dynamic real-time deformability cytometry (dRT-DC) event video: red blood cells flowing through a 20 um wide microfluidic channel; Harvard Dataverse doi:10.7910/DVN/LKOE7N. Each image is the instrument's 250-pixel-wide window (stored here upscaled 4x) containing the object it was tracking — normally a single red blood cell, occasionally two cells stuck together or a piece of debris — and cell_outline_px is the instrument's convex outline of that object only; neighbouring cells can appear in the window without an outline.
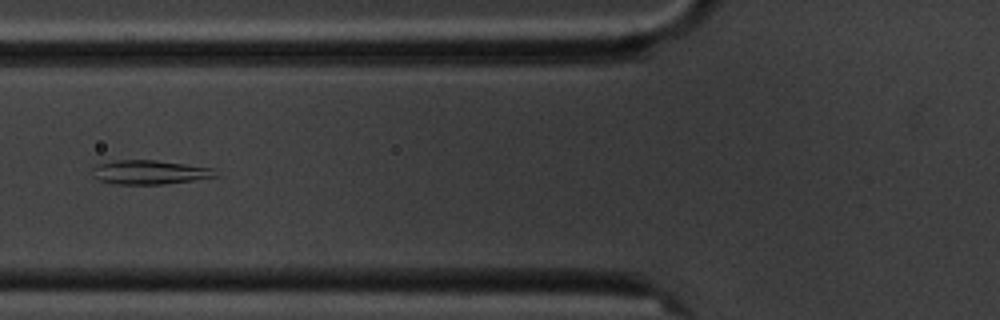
{"species": "common noctule bat (a hibernating species)", "species_latin": "Nyctalus noctula", "temperature_condition": "cold", "stored_images_in_passage": 9, "camera_frame_rate_fps": 3000, "um_per_image_px": 0.085, "animal": {"sex": "male", "body_mass_g": 20.1, "forearm_length_mm": 53.5}, "frame": {"image": 1, "passage_image": 7, "time_ms": 7.0, "image_size_px": [1000, 320], "cell_outline_px": [[220, 176], [164, 184], [116, 184], [96, 180], [92, 176], [92, 168], [96, 164], [116, 160], [156, 160], [212, 168]], "centroid_in_image_um": [12.66, 14.64], "position_along_channel_um": 113.1, "area_um2": 17.34}}